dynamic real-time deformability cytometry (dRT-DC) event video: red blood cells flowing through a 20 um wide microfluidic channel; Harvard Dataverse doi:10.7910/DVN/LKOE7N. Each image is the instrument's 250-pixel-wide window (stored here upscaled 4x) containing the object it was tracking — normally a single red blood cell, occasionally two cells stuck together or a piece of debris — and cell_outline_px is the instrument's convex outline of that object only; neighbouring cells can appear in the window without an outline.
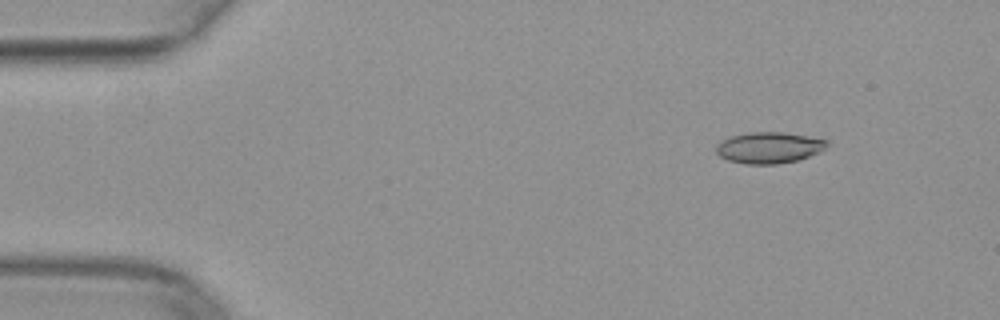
{"species": "common noctule bat (a hibernating species)", "species_latin": "Nyctalus noctula", "temperature_condition": "warm", "stored_images_in_passage": 45, "camera_frame_rate_fps": 3000, "um_per_image_px": 0.085, "animal": {"sex": "female", "body_mass_g": 29.2, "forearm_length_mm": 56.3}, "frame": {"image": 1, "passage_image": 1, "time_ms": 0.0, "image_size_px": [1000, 320], "cell_outline_px": [[828, 144], [820, 152], [796, 160], [776, 164], [744, 164], [728, 160], [720, 156], [716, 152], [716, 144], [720, 140], [732, 136], [752, 132], [784, 132], [808, 136], [828, 140]], "centroid_in_image_um": [65.34, 12.54], "position_along_channel_um": 19.7, "area_um2": 20.11}}
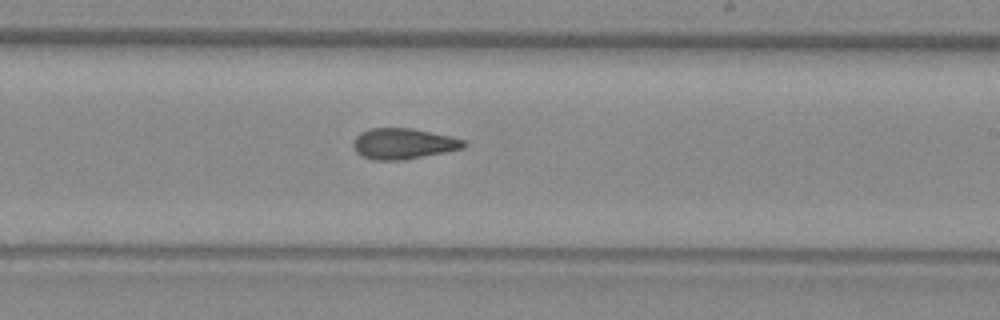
{"frame": {"image": 2, "passage_image": 25, "time_ms": 8.0, "image_size_px": [1000, 320], "cell_outline_px": [[468, 144], [464, 148], [404, 160], [372, 160], [360, 156], [356, 152], [352, 144], [356, 136], [360, 132], [372, 128], [412, 128], [448, 136], [464, 140]], "centroid_in_image_um": [34.24, 12.22], "position_along_channel_um": 254.8, "area_um2": 19.83}}
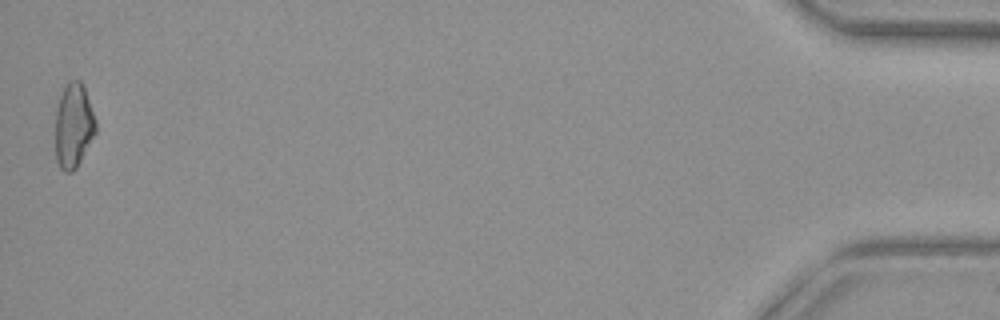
{"frame": {"image": 3, "passage_image": 45, "time_ms": 14.667, "image_size_px": [1000, 320], "cell_outline_px": [[96, 132], [76, 168], [72, 172], [64, 172], [60, 168], [56, 160], [56, 108], [60, 96], [68, 80], [80, 80], [84, 88], [96, 120]], "centroid_in_image_um": [6.24, 10.69], "position_along_channel_um": 429.0, "area_um2": 19.77}}